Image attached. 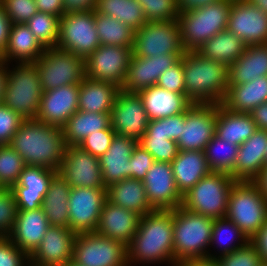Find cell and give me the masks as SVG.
<instances>
[{"instance_id": "f546056e", "label": "cell", "mask_w": 267, "mask_h": 266, "mask_svg": "<svg viewBox=\"0 0 267 266\" xmlns=\"http://www.w3.org/2000/svg\"><path fill=\"white\" fill-rule=\"evenodd\" d=\"M120 91L116 84L85 77L79 84L78 110L111 114Z\"/></svg>"}, {"instance_id": "5bb4252c", "label": "cell", "mask_w": 267, "mask_h": 266, "mask_svg": "<svg viewBox=\"0 0 267 266\" xmlns=\"http://www.w3.org/2000/svg\"><path fill=\"white\" fill-rule=\"evenodd\" d=\"M106 200V188L71 187L68 200L69 229L76 234L95 232Z\"/></svg>"}, {"instance_id": "d590c367", "label": "cell", "mask_w": 267, "mask_h": 266, "mask_svg": "<svg viewBox=\"0 0 267 266\" xmlns=\"http://www.w3.org/2000/svg\"><path fill=\"white\" fill-rule=\"evenodd\" d=\"M70 185L57 172L50 184L41 204L51 226L69 228L68 200Z\"/></svg>"}, {"instance_id": "cb8c5ba5", "label": "cell", "mask_w": 267, "mask_h": 266, "mask_svg": "<svg viewBox=\"0 0 267 266\" xmlns=\"http://www.w3.org/2000/svg\"><path fill=\"white\" fill-rule=\"evenodd\" d=\"M141 216L105 201L95 232L128 246L138 230Z\"/></svg>"}, {"instance_id": "9c48e42d", "label": "cell", "mask_w": 267, "mask_h": 266, "mask_svg": "<svg viewBox=\"0 0 267 266\" xmlns=\"http://www.w3.org/2000/svg\"><path fill=\"white\" fill-rule=\"evenodd\" d=\"M34 64L43 92L68 84L79 85L85 78V59L57 47L45 48Z\"/></svg>"}, {"instance_id": "3957f363", "label": "cell", "mask_w": 267, "mask_h": 266, "mask_svg": "<svg viewBox=\"0 0 267 266\" xmlns=\"http://www.w3.org/2000/svg\"><path fill=\"white\" fill-rule=\"evenodd\" d=\"M185 96L198 104H222L229 87L228 67L202 57L197 51L182 56Z\"/></svg>"}, {"instance_id": "e575fe53", "label": "cell", "mask_w": 267, "mask_h": 266, "mask_svg": "<svg viewBox=\"0 0 267 266\" xmlns=\"http://www.w3.org/2000/svg\"><path fill=\"white\" fill-rule=\"evenodd\" d=\"M257 130L250 113L232 112L218 104L215 134L219 138L240 146Z\"/></svg>"}, {"instance_id": "f907efd6", "label": "cell", "mask_w": 267, "mask_h": 266, "mask_svg": "<svg viewBox=\"0 0 267 266\" xmlns=\"http://www.w3.org/2000/svg\"><path fill=\"white\" fill-rule=\"evenodd\" d=\"M115 134L110 125L105 130L89 134L78 146L94 157L100 158L109 149Z\"/></svg>"}, {"instance_id": "74e56055", "label": "cell", "mask_w": 267, "mask_h": 266, "mask_svg": "<svg viewBox=\"0 0 267 266\" xmlns=\"http://www.w3.org/2000/svg\"><path fill=\"white\" fill-rule=\"evenodd\" d=\"M111 125L110 114L76 111L63 127L66 146H78L89 134Z\"/></svg>"}, {"instance_id": "52a82bcc", "label": "cell", "mask_w": 267, "mask_h": 266, "mask_svg": "<svg viewBox=\"0 0 267 266\" xmlns=\"http://www.w3.org/2000/svg\"><path fill=\"white\" fill-rule=\"evenodd\" d=\"M226 218L251 240L267 221V199L255 181H236L232 186Z\"/></svg>"}, {"instance_id": "7bdbcfd3", "label": "cell", "mask_w": 267, "mask_h": 266, "mask_svg": "<svg viewBox=\"0 0 267 266\" xmlns=\"http://www.w3.org/2000/svg\"><path fill=\"white\" fill-rule=\"evenodd\" d=\"M59 17L50 13L37 12L25 24L44 48L57 46Z\"/></svg>"}, {"instance_id": "4316f807", "label": "cell", "mask_w": 267, "mask_h": 266, "mask_svg": "<svg viewBox=\"0 0 267 266\" xmlns=\"http://www.w3.org/2000/svg\"><path fill=\"white\" fill-rule=\"evenodd\" d=\"M138 140L115 134L109 149L99 158L105 187L129 178V160Z\"/></svg>"}, {"instance_id": "8fae6325", "label": "cell", "mask_w": 267, "mask_h": 266, "mask_svg": "<svg viewBox=\"0 0 267 266\" xmlns=\"http://www.w3.org/2000/svg\"><path fill=\"white\" fill-rule=\"evenodd\" d=\"M73 261L82 266H128L127 246L97 232L78 233Z\"/></svg>"}, {"instance_id": "bcb514c9", "label": "cell", "mask_w": 267, "mask_h": 266, "mask_svg": "<svg viewBox=\"0 0 267 266\" xmlns=\"http://www.w3.org/2000/svg\"><path fill=\"white\" fill-rule=\"evenodd\" d=\"M138 144L146 149L155 161L171 163L179 152L176 141L169 138H140Z\"/></svg>"}, {"instance_id": "89a4df30", "label": "cell", "mask_w": 267, "mask_h": 266, "mask_svg": "<svg viewBox=\"0 0 267 266\" xmlns=\"http://www.w3.org/2000/svg\"><path fill=\"white\" fill-rule=\"evenodd\" d=\"M252 6H256L261 11L267 14V0H245Z\"/></svg>"}, {"instance_id": "d4e9b609", "label": "cell", "mask_w": 267, "mask_h": 266, "mask_svg": "<svg viewBox=\"0 0 267 266\" xmlns=\"http://www.w3.org/2000/svg\"><path fill=\"white\" fill-rule=\"evenodd\" d=\"M50 226L41 207L35 210H17L13 230L7 237L30 256Z\"/></svg>"}, {"instance_id": "5b68a950", "label": "cell", "mask_w": 267, "mask_h": 266, "mask_svg": "<svg viewBox=\"0 0 267 266\" xmlns=\"http://www.w3.org/2000/svg\"><path fill=\"white\" fill-rule=\"evenodd\" d=\"M233 0H222L179 12L182 45L185 51H197L220 31L226 30Z\"/></svg>"}, {"instance_id": "e7e4bbea", "label": "cell", "mask_w": 267, "mask_h": 266, "mask_svg": "<svg viewBox=\"0 0 267 266\" xmlns=\"http://www.w3.org/2000/svg\"><path fill=\"white\" fill-rule=\"evenodd\" d=\"M179 12L187 11L207 4L216 3L222 0H176Z\"/></svg>"}, {"instance_id": "7402d4cb", "label": "cell", "mask_w": 267, "mask_h": 266, "mask_svg": "<svg viewBox=\"0 0 267 266\" xmlns=\"http://www.w3.org/2000/svg\"><path fill=\"white\" fill-rule=\"evenodd\" d=\"M182 56L165 54L148 58L132 55L121 90L138 93L143 89L156 85L162 73L175 65Z\"/></svg>"}, {"instance_id": "680465c9", "label": "cell", "mask_w": 267, "mask_h": 266, "mask_svg": "<svg viewBox=\"0 0 267 266\" xmlns=\"http://www.w3.org/2000/svg\"><path fill=\"white\" fill-rule=\"evenodd\" d=\"M39 12L50 13L61 18L64 13L63 0H35Z\"/></svg>"}, {"instance_id": "83f0119b", "label": "cell", "mask_w": 267, "mask_h": 266, "mask_svg": "<svg viewBox=\"0 0 267 266\" xmlns=\"http://www.w3.org/2000/svg\"><path fill=\"white\" fill-rule=\"evenodd\" d=\"M44 50L45 48L25 23L12 24L6 48L0 55V61L6 64L14 61L16 63H34L43 55Z\"/></svg>"}, {"instance_id": "8c879c8a", "label": "cell", "mask_w": 267, "mask_h": 266, "mask_svg": "<svg viewBox=\"0 0 267 266\" xmlns=\"http://www.w3.org/2000/svg\"><path fill=\"white\" fill-rule=\"evenodd\" d=\"M264 168H267V143H266V156H265Z\"/></svg>"}, {"instance_id": "db71d44e", "label": "cell", "mask_w": 267, "mask_h": 266, "mask_svg": "<svg viewBox=\"0 0 267 266\" xmlns=\"http://www.w3.org/2000/svg\"><path fill=\"white\" fill-rule=\"evenodd\" d=\"M0 266H30L29 256L7 236H0Z\"/></svg>"}, {"instance_id": "4fadbf2b", "label": "cell", "mask_w": 267, "mask_h": 266, "mask_svg": "<svg viewBox=\"0 0 267 266\" xmlns=\"http://www.w3.org/2000/svg\"><path fill=\"white\" fill-rule=\"evenodd\" d=\"M132 55V48L100 45L85 59V77L122 88Z\"/></svg>"}, {"instance_id": "ffe728a7", "label": "cell", "mask_w": 267, "mask_h": 266, "mask_svg": "<svg viewBox=\"0 0 267 266\" xmlns=\"http://www.w3.org/2000/svg\"><path fill=\"white\" fill-rule=\"evenodd\" d=\"M76 233L69 228L50 226L39 246L29 256L30 266H62L73 260Z\"/></svg>"}, {"instance_id": "03108f58", "label": "cell", "mask_w": 267, "mask_h": 266, "mask_svg": "<svg viewBox=\"0 0 267 266\" xmlns=\"http://www.w3.org/2000/svg\"><path fill=\"white\" fill-rule=\"evenodd\" d=\"M183 266H220L216 259H193L182 263Z\"/></svg>"}, {"instance_id": "753ad0ef", "label": "cell", "mask_w": 267, "mask_h": 266, "mask_svg": "<svg viewBox=\"0 0 267 266\" xmlns=\"http://www.w3.org/2000/svg\"><path fill=\"white\" fill-rule=\"evenodd\" d=\"M259 266H267V263L261 262V264Z\"/></svg>"}, {"instance_id": "4dcf8cb0", "label": "cell", "mask_w": 267, "mask_h": 266, "mask_svg": "<svg viewBox=\"0 0 267 266\" xmlns=\"http://www.w3.org/2000/svg\"><path fill=\"white\" fill-rule=\"evenodd\" d=\"M171 165L177 188L182 196L211 172L205 152L200 150L179 151Z\"/></svg>"}, {"instance_id": "9f6ffc18", "label": "cell", "mask_w": 267, "mask_h": 266, "mask_svg": "<svg viewBox=\"0 0 267 266\" xmlns=\"http://www.w3.org/2000/svg\"><path fill=\"white\" fill-rule=\"evenodd\" d=\"M141 138H169L168 123L164 118L150 120Z\"/></svg>"}, {"instance_id": "9a60e30c", "label": "cell", "mask_w": 267, "mask_h": 266, "mask_svg": "<svg viewBox=\"0 0 267 266\" xmlns=\"http://www.w3.org/2000/svg\"><path fill=\"white\" fill-rule=\"evenodd\" d=\"M218 104L193 103L185 112V123L176 142L179 151H204L216 133Z\"/></svg>"}, {"instance_id": "8992f818", "label": "cell", "mask_w": 267, "mask_h": 266, "mask_svg": "<svg viewBox=\"0 0 267 266\" xmlns=\"http://www.w3.org/2000/svg\"><path fill=\"white\" fill-rule=\"evenodd\" d=\"M10 66L6 64L3 103L24 120L36 119L43 94L37 67L34 63H12L13 68Z\"/></svg>"}, {"instance_id": "836d02e7", "label": "cell", "mask_w": 267, "mask_h": 266, "mask_svg": "<svg viewBox=\"0 0 267 266\" xmlns=\"http://www.w3.org/2000/svg\"><path fill=\"white\" fill-rule=\"evenodd\" d=\"M267 102V76H260L248 83L229 85L222 105L232 112L250 113Z\"/></svg>"}, {"instance_id": "ac0fdd59", "label": "cell", "mask_w": 267, "mask_h": 266, "mask_svg": "<svg viewBox=\"0 0 267 266\" xmlns=\"http://www.w3.org/2000/svg\"><path fill=\"white\" fill-rule=\"evenodd\" d=\"M143 184L148 202L154 210H173L182 205L170 162L155 161L148 170Z\"/></svg>"}, {"instance_id": "44dd1931", "label": "cell", "mask_w": 267, "mask_h": 266, "mask_svg": "<svg viewBox=\"0 0 267 266\" xmlns=\"http://www.w3.org/2000/svg\"><path fill=\"white\" fill-rule=\"evenodd\" d=\"M79 85H65L43 92L36 120L63 128L78 111Z\"/></svg>"}, {"instance_id": "7a4b0ae2", "label": "cell", "mask_w": 267, "mask_h": 266, "mask_svg": "<svg viewBox=\"0 0 267 266\" xmlns=\"http://www.w3.org/2000/svg\"><path fill=\"white\" fill-rule=\"evenodd\" d=\"M9 145L22 157L25 165L58 171L65 153L63 128L36 119L24 120Z\"/></svg>"}, {"instance_id": "f6af8a7d", "label": "cell", "mask_w": 267, "mask_h": 266, "mask_svg": "<svg viewBox=\"0 0 267 266\" xmlns=\"http://www.w3.org/2000/svg\"><path fill=\"white\" fill-rule=\"evenodd\" d=\"M148 22L177 21L179 9L176 0H137Z\"/></svg>"}, {"instance_id": "a7ac6f4b", "label": "cell", "mask_w": 267, "mask_h": 266, "mask_svg": "<svg viewBox=\"0 0 267 266\" xmlns=\"http://www.w3.org/2000/svg\"><path fill=\"white\" fill-rule=\"evenodd\" d=\"M255 182L259 185V188L267 199V168H263Z\"/></svg>"}, {"instance_id": "6125c7cd", "label": "cell", "mask_w": 267, "mask_h": 266, "mask_svg": "<svg viewBox=\"0 0 267 266\" xmlns=\"http://www.w3.org/2000/svg\"><path fill=\"white\" fill-rule=\"evenodd\" d=\"M250 241L257 248L262 262L267 263V221Z\"/></svg>"}, {"instance_id": "6da1fadb", "label": "cell", "mask_w": 267, "mask_h": 266, "mask_svg": "<svg viewBox=\"0 0 267 266\" xmlns=\"http://www.w3.org/2000/svg\"><path fill=\"white\" fill-rule=\"evenodd\" d=\"M128 266L174 263L173 210H154L140 218L138 230L127 246ZM166 262V263H165ZM159 263V264H158ZM134 264V265H133ZM170 264V265H169Z\"/></svg>"}, {"instance_id": "d6986e66", "label": "cell", "mask_w": 267, "mask_h": 266, "mask_svg": "<svg viewBox=\"0 0 267 266\" xmlns=\"http://www.w3.org/2000/svg\"><path fill=\"white\" fill-rule=\"evenodd\" d=\"M226 29L246 45L267 44V14L245 0H233Z\"/></svg>"}, {"instance_id": "91938a15", "label": "cell", "mask_w": 267, "mask_h": 266, "mask_svg": "<svg viewBox=\"0 0 267 266\" xmlns=\"http://www.w3.org/2000/svg\"><path fill=\"white\" fill-rule=\"evenodd\" d=\"M164 119L168 123L169 139L177 142L181 136L182 125L185 123V113L165 117Z\"/></svg>"}, {"instance_id": "603a6c76", "label": "cell", "mask_w": 267, "mask_h": 266, "mask_svg": "<svg viewBox=\"0 0 267 266\" xmlns=\"http://www.w3.org/2000/svg\"><path fill=\"white\" fill-rule=\"evenodd\" d=\"M58 171L41 166L26 165L19 180L11 188L17 210H35L41 207L53 176Z\"/></svg>"}, {"instance_id": "f5cc1de1", "label": "cell", "mask_w": 267, "mask_h": 266, "mask_svg": "<svg viewBox=\"0 0 267 266\" xmlns=\"http://www.w3.org/2000/svg\"><path fill=\"white\" fill-rule=\"evenodd\" d=\"M182 58L169 69L164 71L157 81V86L167 91L185 96V79Z\"/></svg>"}, {"instance_id": "003e7915", "label": "cell", "mask_w": 267, "mask_h": 266, "mask_svg": "<svg viewBox=\"0 0 267 266\" xmlns=\"http://www.w3.org/2000/svg\"><path fill=\"white\" fill-rule=\"evenodd\" d=\"M7 83V68L6 63L0 61V104L4 100L5 86Z\"/></svg>"}, {"instance_id": "ab89813d", "label": "cell", "mask_w": 267, "mask_h": 266, "mask_svg": "<svg viewBox=\"0 0 267 266\" xmlns=\"http://www.w3.org/2000/svg\"><path fill=\"white\" fill-rule=\"evenodd\" d=\"M95 12L113 17L135 31L148 22L137 0H98Z\"/></svg>"}, {"instance_id": "b9f144b4", "label": "cell", "mask_w": 267, "mask_h": 266, "mask_svg": "<svg viewBox=\"0 0 267 266\" xmlns=\"http://www.w3.org/2000/svg\"><path fill=\"white\" fill-rule=\"evenodd\" d=\"M239 146L219 138L216 134L204 150L211 171L231 173L235 168Z\"/></svg>"}, {"instance_id": "94428289", "label": "cell", "mask_w": 267, "mask_h": 266, "mask_svg": "<svg viewBox=\"0 0 267 266\" xmlns=\"http://www.w3.org/2000/svg\"><path fill=\"white\" fill-rule=\"evenodd\" d=\"M11 25L12 23L10 22L8 15L6 14L2 4L0 3V55L6 48Z\"/></svg>"}, {"instance_id": "c3c4849f", "label": "cell", "mask_w": 267, "mask_h": 266, "mask_svg": "<svg viewBox=\"0 0 267 266\" xmlns=\"http://www.w3.org/2000/svg\"><path fill=\"white\" fill-rule=\"evenodd\" d=\"M17 215L15 196L11 188L0 187V236H8L13 230Z\"/></svg>"}, {"instance_id": "ba28073f", "label": "cell", "mask_w": 267, "mask_h": 266, "mask_svg": "<svg viewBox=\"0 0 267 266\" xmlns=\"http://www.w3.org/2000/svg\"><path fill=\"white\" fill-rule=\"evenodd\" d=\"M235 182L230 173L211 171L183 195L181 206L212 219L223 218Z\"/></svg>"}, {"instance_id": "681fc988", "label": "cell", "mask_w": 267, "mask_h": 266, "mask_svg": "<svg viewBox=\"0 0 267 266\" xmlns=\"http://www.w3.org/2000/svg\"><path fill=\"white\" fill-rule=\"evenodd\" d=\"M12 24L26 23L38 12L35 0H0Z\"/></svg>"}, {"instance_id": "f35d334b", "label": "cell", "mask_w": 267, "mask_h": 266, "mask_svg": "<svg viewBox=\"0 0 267 266\" xmlns=\"http://www.w3.org/2000/svg\"><path fill=\"white\" fill-rule=\"evenodd\" d=\"M250 239L228 218L214 219L210 247L214 246L218 253H210V259H217L230 254L246 245ZM215 244V245H214ZM218 254V255H217Z\"/></svg>"}, {"instance_id": "f1b7e54d", "label": "cell", "mask_w": 267, "mask_h": 266, "mask_svg": "<svg viewBox=\"0 0 267 266\" xmlns=\"http://www.w3.org/2000/svg\"><path fill=\"white\" fill-rule=\"evenodd\" d=\"M138 94L150 120L185 113L193 104L186 96L157 85L143 89Z\"/></svg>"}, {"instance_id": "484cf974", "label": "cell", "mask_w": 267, "mask_h": 266, "mask_svg": "<svg viewBox=\"0 0 267 266\" xmlns=\"http://www.w3.org/2000/svg\"><path fill=\"white\" fill-rule=\"evenodd\" d=\"M267 131L258 129L239 146L235 168L230 173L236 181H255L264 168Z\"/></svg>"}, {"instance_id": "277c9868", "label": "cell", "mask_w": 267, "mask_h": 266, "mask_svg": "<svg viewBox=\"0 0 267 266\" xmlns=\"http://www.w3.org/2000/svg\"><path fill=\"white\" fill-rule=\"evenodd\" d=\"M213 222L214 219L191 212L182 206L173 209L175 264L193 259H210Z\"/></svg>"}, {"instance_id": "1f68e13d", "label": "cell", "mask_w": 267, "mask_h": 266, "mask_svg": "<svg viewBox=\"0 0 267 266\" xmlns=\"http://www.w3.org/2000/svg\"><path fill=\"white\" fill-rule=\"evenodd\" d=\"M107 201L131 210L141 217L154 209L148 202L143 181L126 178L106 187Z\"/></svg>"}, {"instance_id": "d6a6232c", "label": "cell", "mask_w": 267, "mask_h": 266, "mask_svg": "<svg viewBox=\"0 0 267 266\" xmlns=\"http://www.w3.org/2000/svg\"><path fill=\"white\" fill-rule=\"evenodd\" d=\"M229 85H238L267 76V44L247 45L229 67Z\"/></svg>"}, {"instance_id": "e0dca14e", "label": "cell", "mask_w": 267, "mask_h": 266, "mask_svg": "<svg viewBox=\"0 0 267 266\" xmlns=\"http://www.w3.org/2000/svg\"><path fill=\"white\" fill-rule=\"evenodd\" d=\"M111 128L118 135L139 140L149 124L143 101L138 93L121 90L110 114Z\"/></svg>"}, {"instance_id": "2e32d148", "label": "cell", "mask_w": 267, "mask_h": 266, "mask_svg": "<svg viewBox=\"0 0 267 266\" xmlns=\"http://www.w3.org/2000/svg\"><path fill=\"white\" fill-rule=\"evenodd\" d=\"M58 173L70 187L106 188L99 158L79 146H66Z\"/></svg>"}, {"instance_id": "60d3db41", "label": "cell", "mask_w": 267, "mask_h": 266, "mask_svg": "<svg viewBox=\"0 0 267 266\" xmlns=\"http://www.w3.org/2000/svg\"><path fill=\"white\" fill-rule=\"evenodd\" d=\"M94 19L101 45L133 48L135 30L130 26L95 11Z\"/></svg>"}, {"instance_id": "be15d7a7", "label": "cell", "mask_w": 267, "mask_h": 266, "mask_svg": "<svg viewBox=\"0 0 267 266\" xmlns=\"http://www.w3.org/2000/svg\"><path fill=\"white\" fill-rule=\"evenodd\" d=\"M250 115L258 129L267 131V102L255 107Z\"/></svg>"}, {"instance_id": "11a10c76", "label": "cell", "mask_w": 267, "mask_h": 266, "mask_svg": "<svg viewBox=\"0 0 267 266\" xmlns=\"http://www.w3.org/2000/svg\"><path fill=\"white\" fill-rule=\"evenodd\" d=\"M154 162L153 156L141 145L137 144L129 160V178L143 181Z\"/></svg>"}, {"instance_id": "30bf717a", "label": "cell", "mask_w": 267, "mask_h": 266, "mask_svg": "<svg viewBox=\"0 0 267 266\" xmlns=\"http://www.w3.org/2000/svg\"><path fill=\"white\" fill-rule=\"evenodd\" d=\"M132 52L134 56L153 57L183 55L179 23L177 21H153L135 31Z\"/></svg>"}, {"instance_id": "7dc6e473", "label": "cell", "mask_w": 267, "mask_h": 266, "mask_svg": "<svg viewBox=\"0 0 267 266\" xmlns=\"http://www.w3.org/2000/svg\"><path fill=\"white\" fill-rule=\"evenodd\" d=\"M216 260L220 266H259L262 262L257 248L251 241L236 251L223 255Z\"/></svg>"}, {"instance_id": "7c38bea8", "label": "cell", "mask_w": 267, "mask_h": 266, "mask_svg": "<svg viewBox=\"0 0 267 266\" xmlns=\"http://www.w3.org/2000/svg\"><path fill=\"white\" fill-rule=\"evenodd\" d=\"M100 45L94 11L68 13L59 19L57 48L86 59Z\"/></svg>"}, {"instance_id": "6f0895ef", "label": "cell", "mask_w": 267, "mask_h": 266, "mask_svg": "<svg viewBox=\"0 0 267 266\" xmlns=\"http://www.w3.org/2000/svg\"><path fill=\"white\" fill-rule=\"evenodd\" d=\"M98 0H63L64 13L95 11Z\"/></svg>"}, {"instance_id": "816d5d0a", "label": "cell", "mask_w": 267, "mask_h": 266, "mask_svg": "<svg viewBox=\"0 0 267 266\" xmlns=\"http://www.w3.org/2000/svg\"><path fill=\"white\" fill-rule=\"evenodd\" d=\"M24 119L4 103L0 104V145H9Z\"/></svg>"}, {"instance_id": "8d00e7d4", "label": "cell", "mask_w": 267, "mask_h": 266, "mask_svg": "<svg viewBox=\"0 0 267 266\" xmlns=\"http://www.w3.org/2000/svg\"><path fill=\"white\" fill-rule=\"evenodd\" d=\"M246 46L239 36L226 29L210 38L197 52L206 59L229 67L242 55Z\"/></svg>"}, {"instance_id": "2644e50d", "label": "cell", "mask_w": 267, "mask_h": 266, "mask_svg": "<svg viewBox=\"0 0 267 266\" xmlns=\"http://www.w3.org/2000/svg\"><path fill=\"white\" fill-rule=\"evenodd\" d=\"M62 266H82V265H79L77 264L75 261L73 260H69L67 263H65L64 265Z\"/></svg>"}, {"instance_id": "ee69618b", "label": "cell", "mask_w": 267, "mask_h": 266, "mask_svg": "<svg viewBox=\"0 0 267 266\" xmlns=\"http://www.w3.org/2000/svg\"><path fill=\"white\" fill-rule=\"evenodd\" d=\"M25 166L22 157L10 145H0L1 188H12Z\"/></svg>"}]
</instances>
